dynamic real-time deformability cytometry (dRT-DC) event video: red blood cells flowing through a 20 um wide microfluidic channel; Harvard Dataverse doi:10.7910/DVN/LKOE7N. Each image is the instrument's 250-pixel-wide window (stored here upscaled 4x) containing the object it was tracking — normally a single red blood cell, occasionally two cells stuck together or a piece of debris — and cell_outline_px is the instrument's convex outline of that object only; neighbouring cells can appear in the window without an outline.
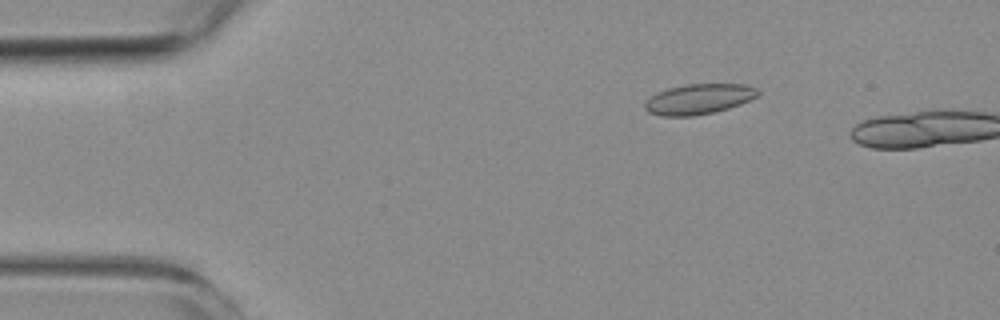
{"species": "common noctule bat (a hibernating species)", "species_latin": "Nyctalus noctula", "temperature_condition": "room temperature", "stored_images_in_passage": 4, "camera_frame_rate_fps": 3000, "um_per_image_px": 0.085, "animal": {"sex": "female", "body_mass_g": 19.3, "forearm_length_mm": 54.1}, "frame": {"image": 1, "passage_image": 3, "time_ms": 2.0, "image_size_px": [1000, 320], "cell_outline_px": [[760, 92], [756, 96], [740, 104], [728, 108], [712, 112], [692, 116], [660, 116], [648, 112], [644, 108], [644, 100], [656, 92], [668, 88], [684, 84], [744, 84], [756, 88]], "centroid_in_image_um": [59.32, 8.41], "position_along_channel_um": 25.7, "area_um2": 20.0}}